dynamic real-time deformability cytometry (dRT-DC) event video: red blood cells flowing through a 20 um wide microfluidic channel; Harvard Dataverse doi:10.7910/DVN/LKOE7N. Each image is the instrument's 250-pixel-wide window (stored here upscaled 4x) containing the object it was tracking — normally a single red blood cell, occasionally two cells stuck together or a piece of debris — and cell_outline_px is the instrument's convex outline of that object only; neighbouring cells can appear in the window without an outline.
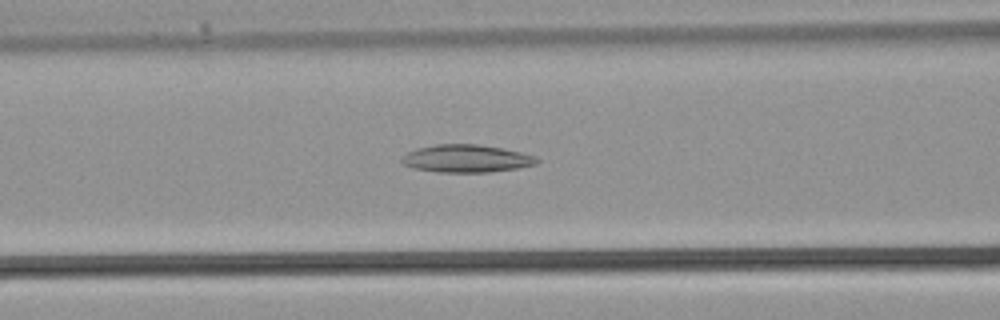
{"species": "common noctule bat (a hibernating species)", "species_latin": "Nyctalus noctula", "temperature_condition": "warm", "stored_images_in_passage": 35, "camera_frame_rate_fps": 3000, "um_per_image_px": 0.085, "animal": {"sex": "male", "body_mass_g": 21.5, "forearm_length_mm": 52.0}, "frame": {"image": 1, "passage_image": 14, "time_ms": 4.333, "image_size_px": [1000, 320], "cell_outline_px": [[540, 160], [536, 164], [516, 168], [488, 172], [436, 172], [412, 168], [404, 164], [400, 160], [408, 152], [416, 148], [436, 144], [476, 144], [500, 148], [520, 152], [536, 156]], "centroid_in_image_um": [39.62, 13.48], "position_along_channel_um": 127.0, "area_um2": 21.68}}
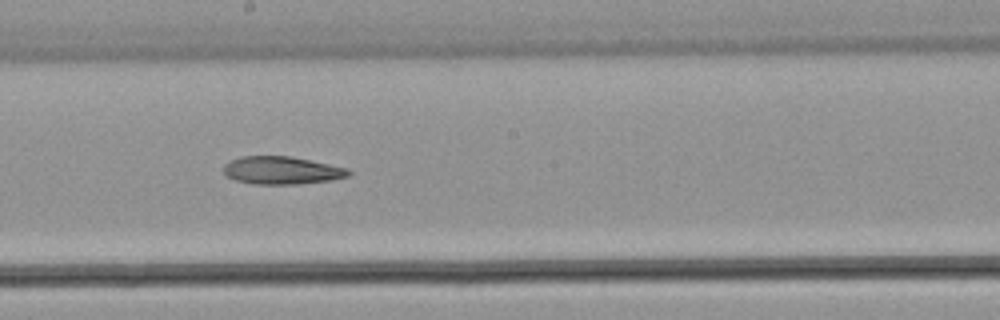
{"frame": {"image": 2, "passage_image": 19, "time_ms": 6.0, "image_size_px": [1000, 320], "cell_outline_px": [[352, 172], [348, 176], [332, 180], [300, 184], [256, 184], [236, 180], [224, 176], [224, 164], [240, 156], [288, 156], [348, 168]], "centroid_in_image_um": [23.94, 14.49], "position_along_channel_um": 224.3, "area_um2": 20.17}}
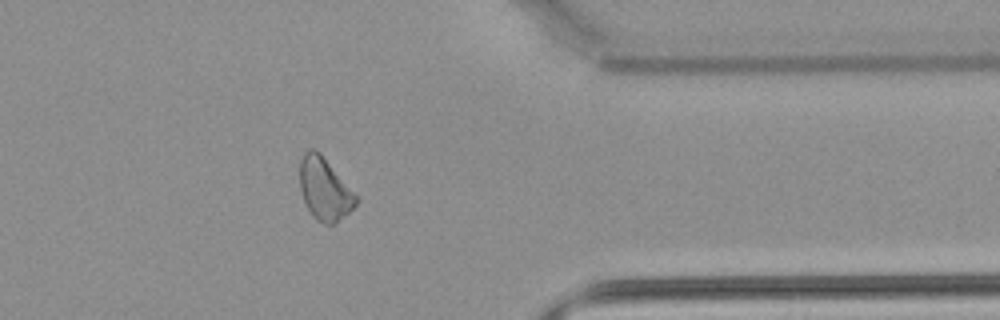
{"frame": {"image": 3, "passage_image": 28, "time_ms": 9.0, "image_size_px": [1000, 320], "cell_outline_px": [[360, 200], [348, 212], [332, 224], [324, 224], [316, 220], [312, 216], [304, 200], [300, 188], [300, 156], [308, 148], [312, 148], [320, 152]], "centroid_in_image_um": [27.56, 16.03], "position_along_channel_um": 383.8, "area_um2": 20.17}}